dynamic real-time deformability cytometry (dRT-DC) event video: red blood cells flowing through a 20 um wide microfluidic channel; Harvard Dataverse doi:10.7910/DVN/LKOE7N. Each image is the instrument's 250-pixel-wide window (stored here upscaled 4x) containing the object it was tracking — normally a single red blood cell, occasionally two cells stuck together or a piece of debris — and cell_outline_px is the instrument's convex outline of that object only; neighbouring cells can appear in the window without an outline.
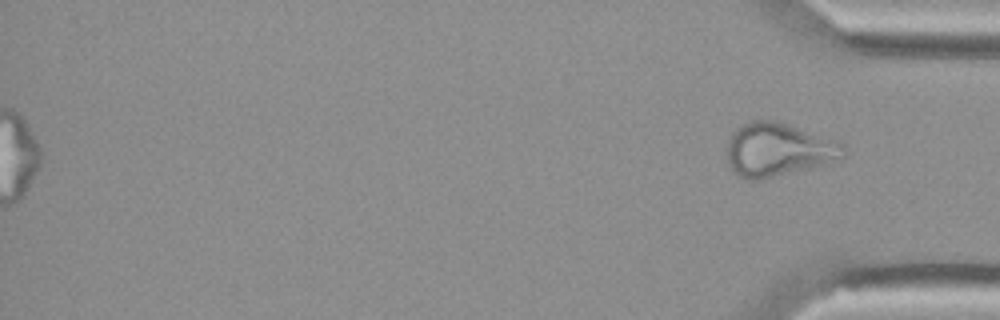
{"species": "Egyptian fruit bat (a non-hibernating species)", "species_latin": "Rousettus aegyptiacus", "temperature_condition": "cold", "stored_images_in_passage": 44, "segment_of_instrument_passage": [2, 2], "camera_frame_rate_fps": 3000, "um_per_image_px": 0.085, "animal": {"sex": "female"}, "frame": {"image": 1, "passage_image": 44, "time_ms": 14.333, "image_size_px": [1000, 320], "cell_outline_px": [[848, 156], [844, 160], [760, 180], [748, 180], [732, 172], [724, 156], [728, 140], [732, 132], [736, 128], [748, 120], [772, 120], [788, 124], [836, 140], [844, 144]], "centroid_in_image_um": [66.15, 12.73], "position_along_channel_um": 369.0, "area_um2": 37.22}}